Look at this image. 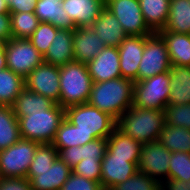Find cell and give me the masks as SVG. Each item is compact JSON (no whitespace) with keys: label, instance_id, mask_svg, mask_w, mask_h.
<instances>
[{"label":"cell","instance_id":"30bf717a","mask_svg":"<svg viewBox=\"0 0 190 190\" xmlns=\"http://www.w3.org/2000/svg\"><path fill=\"white\" fill-rule=\"evenodd\" d=\"M105 8L118 19L127 36L153 33L144 21L139 0H105Z\"/></svg>","mask_w":190,"mask_h":190},{"label":"cell","instance_id":"9c48e42d","mask_svg":"<svg viewBox=\"0 0 190 190\" xmlns=\"http://www.w3.org/2000/svg\"><path fill=\"white\" fill-rule=\"evenodd\" d=\"M169 60L166 42L158 32L145 36L144 52L139 64L138 81L169 72Z\"/></svg>","mask_w":190,"mask_h":190},{"label":"cell","instance_id":"484cf974","mask_svg":"<svg viewBox=\"0 0 190 190\" xmlns=\"http://www.w3.org/2000/svg\"><path fill=\"white\" fill-rule=\"evenodd\" d=\"M96 139L92 133H83L66 118L59 125L55 138L51 143L57 150L73 146H83Z\"/></svg>","mask_w":190,"mask_h":190},{"label":"cell","instance_id":"5b68a950","mask_svg":"<svg viewBox=\"0 0 190 190\" xmlns=\"http://www.w3.org/2000/svg\"><path fill=\"white\" fill-rule=\"evenodd\" d=\"M65 118L83 133H92L96 139H107L117 126L113 117L88 103L66 108Z\"/></svg>","mask_w":190,"mask_h":190},{"label":"cell","instance_id":"1f68e13d","mask_svg":"<svg viewBox=\"0 0 190 190\" xmlns=\"http://www.w3.org/2000/svg\"><path fill=\"white\" fill-rule=\"evenodd\" d=\"M12 38H29L36 30L39 19L35 12L10 13Z\"/></svg>","mask_w":190,"mask_h":190},{"label":"cell","instance_id":"9a60e30c","mask_svg":"<svg viewBox=\"0 0 190 190\" xmlns=\"http://www.w3.org/2000/svg\"><path fill=\"white\" fill-rule=\"evenodd\" d=\"M120 55L115 46H106L99 54L87 63L93 82H103L121 76Z\"/></svg>","mask_w":190,"mask_h":190},{"label":"cell","instance_id":"83f0119b","mask_svg":"<svg viewBox=\"0 0 190 190\" xmlns=\"http://www.w3.org/2000/svg\"><path fill=\"white\" fill-rule=\"evenodd\" d=\"M157 141L171 152L190 154V130L184 127L165 124Z\"/></svg>","mask_w":190,"mask_h":190},{"label":"cell","instance_id":"74e56055","mask_svg":"<svg viewBox=\"0 0 190 190\" xmlns=\"http://www.w3.org/2000/svg\"><path fill=\"white\" fill-rule=\"evenodd\" d=\"M107 151V139L99 138L80 146L81 160H102Z\"/></svg>","mask_w":190,"mask_h":190},{"label":"cell","instance_id":"ac0fdd59","mask_svg":"<svg viewBox=\"0 0 190 190\" xmlns=\"http://www.w3.org/2000/svg\"><path fill=\"white\" fill-rule=\"evenodd\" d=\"M72 45L74 60L86 64L106 47L91 26L75 28Z\"/></svg>","mask_w":190,"mask_h":190},{"label":"cell","instance_id":"d4e9b609","mask_svg":"<svg viewBox=\"0 0 190 190\" xmlns=\"http://www.w3.org/2000/svg\"><path fill=\"white\" fill-rule=\"evenodd\" d=\"M144 21L152 32L164 29L170 9V0H139Z\"/></svg>","mask_w":190,"mask_h":190},{"label":"cell","instance_id":"e0dca14e","mask_svg":"<svg viewBox=\"0 0 190 190\" xmlns=\"http://www.w3.org/2000/svg\"><path fill=\"white\" fill-rule=\"evenodd\" d=\"M61 5L75 27L91 26L105 8V0H62Z\"/></svg>","mask_w":190,"mask_h":190},{"label":"cell","instance_id":"4316f807","mask_svg":"<svg viewBox=\"0 0 190 190\" xmlns=\"http://www.w3.org/2000/svg\"><path fill=\"white\" fill-rule=\"evenodd\" d=\"M161 31L190 34V0H170L168 20Z\"/></svg>","mask_w":190,"mask_h":190},{"label":"cell","instance_id":"b9f144b4","mask_svg":"<svg viewBox=\"0 0 190 190\" xmlns=\"http://www.w3.org/2000/svg\"><path fill=\"white\" fill-rule=\"evenodd\" d=\"M58 157L72 169L81 161L80 146L59 149Z\"/></svg>","mask_w":190,"mask_h":190},{"label":"cell","instance_id":"277c9868","mask_svg":"<svg viewBox=\"0 0 190 190\" xmlns=\"http://www.w3.org/2000/svg\"><path fill=\"white\" fill-rule=\"evenodd\" d=\"M59 70L60 98L58 104L66 109L87 103L93 85L87 64L74 60L59 66Z\"/></svg>","mask_w":190,"mask_h":190},{"label":"cell","instance_id":"7dc6e473","mask_svg":"<svg viewBox=\"0 0 190 190\" xmlns=\"http://www.w3.org/2000/svg\"><path fill=\"white\" fill-rule=\"evenodd\" d=\"M10 13L8 0H0V14Z\"/></svg>","mask_w":190,"mask_h":190},{"label":"cell","instance_id":"7c38bea8","mask_svg":"<svg viewBox=\"0 0 190 190\" xmlns=\"http://www.w3.org/2000/svg\"><path fill=\"white\" fill-rule=\"evenodd\" d=\"M24 82L26 89L58 104L60 98L59 66L43 62L24 78Z\"/></svg>","mask_w":190,"mask_h":190},{"label":"cell","instance_id":"cb8c5ba5","mask_svg":"<svg viewBox=\"0 0 190 190\" xmlns=\"http://www.w3.org/2000/svg\"><path fill=\"white\" fill-rule=\"evenodd\" d=\"M143 144L124 135L117 128L107 138V152L114 157L129 158V162L138 163Z\"/></svg>","mask_w":190,"mask_h":190},{"label":"cell","instance_id":"e575fe53","mask_svg":"<svg viewBox=\"0 0 190 190\" xmlns=\"http://www.w3.org/2000/svg\"><path fill=\"white\" fill-rule=\"evenodd\" d=\"M58 157V150L52 144H39L28 171H44L50 168Z\"/></svg>","mask_w":190,"mask_h":190},{"label":"cell","instance_id":"603a6c76","mask_svg":"<svg viewBox=\"0 0 190 190\" xmlns=\"http://www.w3.org/2000/svg\"><path fill=\"white\" fill-rule=\"evenodd\" d=\"M166 42L171 65L190 66V34L158 32Z\"/></svg>","mask_w":190,"mask_h":190},{"label":"cell","instance_id":"52a82bcc","mask_svg":"<svg viewBox=\"0 0 190 190\" xmlns=\"http://www.w3.org/2000/svg\"><path fill=\"white\" fill-rule=\"evenodd\" d=\"M39 142L20 138L0 151L1 177H26Z\"/></svg>","mask_w":190,"mask_h":190},{"label":"cell","instance_id":"d6a6232c","mask_svg":"<svg viewBox=\"0 0 190 190\" xmlns=\"http://www.w3.org/2000/svg\"><path fill=\"white\" fill-rule=\"evenodd\" d=\"M57 29L51 23L39 22L34 33L28 38L33 46L44 56L52 44L53 38L57 34Z\"/></svg>","mask_w":190,"mask_h":190},{"label":"cell","instance_id":"d590c367","mask_svg":"<svg viewBox=\"0 0 190 190\" xmlns=\"http://www.w3.org/2000/svg\"><path fill=\"white\" fill-rule=\"evenodd\" d=\"M161 185L150 176L137 171L125 182L113 186L110 190H160Z\"/></svg>","mask_w":190,"mask_h":190},{"label":"cell","instance_id":"8fae6325","mask_svg":"<svg viewBox=\"0 0 190 190\" xmlns=\"http://www.w3.org/2000/svg\"><path fill=\"white\" fill-rule=\"evenodd\" d=\"M171 151L158 141L143 144L138 159V171L156 180L160 185L168 179Z\"/></svg>","mask_w":190,"mask_h":190},{"label":"cell","instance_id":"f1b7e54d","mask_svg":"<svg viewBox=\"0 0 190 190\" xmlns=\"http://www.w3.org/2000/svg\"><path fill=\"white\" fill-rule=\"evenodd\" d=\"M25 88L24 78L9 68L0 70V106H12Z\"/></svg>","mask_w":190,"mask_h":190},{"label":"cell","instance_id":"4fadbf2b","mask_svg":"<svg viewBox=\"0 0 190 190\" xmlns=\"http://www.w3.org/2000/svg\"><path fill=\"white\" fill-rule=\"evenodd\" d=\"M145 36L128 35L117 47L120 71L123 78L138 81L139 64L144 52Z\"/></svg>","mask_w":190,"mask_h":190},{"label":"cell","instance_id":"bcb514c9","mask_svg":"<svg viewBox=\"0 0 190 190\" xmlns=\"http://www.w3.org/2000/svg\"><path fill=\"white\" fill-rule=\"evenodd\" d=\"M7 68L4 43L0 44V70Z\"/></svg>","mask_w":190,"mask_h":190},{"label":"cell","instance_id":"8992f818","mask_svg":"<svg viewBox=\"0 0 190 190\" xmlns=\"http://www.w3.org/2000/svg\"><path fill=\"white\" fill-rule=\"evenodd\" d=\"M170 97V74L164 72L134 82L133 104L142 109L164 110Z\"/></svg>","mask_w":190,"mask_h":190},{"label":"cell","instance_id":"ee69618b","mask_svg":"<svg viewBox=\"0 0 190 190\" xmlns=\"http://www.w3.org/2000/svg\"><path fill=\"white\" fill-rule=\"evenodd\" d=\"M12 38L10 13L0 14V41L6 42Z\"/></svg>","mask_w":190,"mask_h":190},{"label":"cell","instance_id":"5bb4252c","mask_svg":"<svg viewBox=\"0 0 190 190\" xmlns=\"http://www.w3.org/2000/svg\"><path fill=\"white\" fill-rule=\"evenodd\" d=\"M138 171V165L129 162V158L114 157L106 151L101 162V181L103 190L125 182Z\"/></svg>","mask_w":190,"mask_h":190},{"label":"cell","instance_id":"7a4b0ae2","mask_svg":"<svg viewBox=\"0 0 190 190\" xmlns=\"http://www.w3.org/2000/svg\"><path fill=\"white\" fill-rule=\"evenodd\" d=\"M165 124L164 110L132 106L117 120L116 128L124 135L144 144L157 141Z\"/></svg>","mask_w":190,"mask_h":190},{"label":"cell","instance_id":"7402d4cb","mask_svg":"<svg viewBox=\"0 0 190 190\" xmlns=\"http://www.w3.org/2000/svg\"><path fill=\"white\" fill-rule=\"evenodd\" d=\"M35 15L38 17L39 22L51 23L57 29L69 30L76 28L61 3L55 0H37Z\"/></svg>","mask_w":190,"mask_h":190},{"label":"cell","instance_id":"d6986e66","mask_svg":"<svg viewBox=\"0 0 190 190\" xmlns=\"http://www.w3.org/2000/svg\"><path fill=\"white\" fill-rule=\"evenodd\" d=\"M73 34L74 29H59L48 51L43 56L44 62L61 66L74 61Z\"/></svg>","mask_w":190,"mask_h":190},{"label":"cell","instance_id":"7bdbcfd3","mask_svg":"<svg viewBox=\"0 0 190 190\" xmlns=\"http://www.w3.org/2000/svg\"><path fill=\"white\" fill-rule=\"evenodd\" d=\"M37 0H8L10 13L35 12Z\"/></svg>","mask_w":190,"mask_h":190},{"label":"cell","instance_id":"60d3db41","mask_svg":"<svg viewBox=\"0 0 190 190\" xmlns=\"http://www.w3.org/2000/svg\"><path fill=\"white\" fill-rule=\"evenodd\" d=\"M0 190H32L27 177H1Z\"/></svg>","mask_w":190,"mask_h":190},{"label":"cell","instance_id":"2e32d148","mask_svg":"<svg viewBox=\"0 0 190 190\" xmlns=\"http://www.w3.org/2000/svg\"><path fill=\"white\" fill-rule=\"evenodd\" d=\"M72 173V169L59 157L44 171H28L32 190H60Z\"/></svg>","mask_w":190,"mask_h":190},{"label":"cell","instance_id":"4dcf8cb0","mask_svg":"<svg viewBox=\"0 0 190 190\" xmlns=\"http://www.w3.org/2000/svg\"><path fill=\"white\" fill-rule=\"evenodd\" d=\"M55 104L49 98L24 88L15 99L12 109L13 112H36L50 109Z\"/></svg>","mask_w":190,"mask_h":190},{"label":"cell","instance_id":"8d00e7d4","mask_svg":"<svg viewBox=\"0 0 190 190\" xmlns=\"http://www.w3.org/2000/svg\"><path fill=\"white\" fill-rule=\"evenodd\" d=\"M165 123L172 126H180L190 130V104H168L164 108Z\"/></svg>","mask_w":190,"mask_h":190},{"label":"cell","instance_id":"f35d334b","mask_svg":"<svg viewBox=\"0 0 190 190\" xmlns=\"http://www.w3.org/2000/svg\"><path fill=\"white\" fill-rule=\"evenodd\" d=\"M101 162L102 160H81L72 172L76 175L91 179L93 181H101Z\"/></svg>","mask_w":190,"mask_h":190},{"label":"cell","instance_id":"ffe728a7","mask_svg":"<svg viewBox=\"0 0 190 190\" xmlns=\"http://www.w3.org/2000/svg\"><path fill=\"white\" fill-rule=\"evenodd\" d=\"M91 27L106 46L118 47L127 37L118 19L106 8L101 11Z\"/></svg>","mask_w":190,"mask_h":190},{"label":"cell","instance_id":"3957f363","mask_svg":"<svg viewBox=\"0 0 190 190\" xmlns=\"http://www.w3.org/2000/svg\"><path fill=\"white\" fill-rule=\"evenodd\" d=\"M17 117L20 137L40 144H51L60 123L65 118V109L59 104L36 112H14Z\"/></svg>","mask_w":190,"mask_h":190},{"label":"cell","instance_id":"f6af8a7d","mask_svg":"<svg viewBox=\"0 0 190 190\" xmlns=\"http://www.w3.org/2000/svg\"><path fill=\"white\" fill-rule=\"evenodd\" d=\"M160 190H190V180L167 179L161 184Z\"/></svg>","mask_w":190,"mask_h":190},{"label":"cell","instance_id":"44dd1931","mask_svg":"<svg viewBox=\"0 0 190 190\" xmlns=\"http://www.w3.org/2000/svg\"><path fill=\"white\" fill-rule=\"evenodd\" d=\"M168 104H190V66L171 65Z\"/></svg>","mask_w":190,"mask_h":190},{"label":"cell","instance_id":"836d02e7","mask_svg":"<svg viewBox=\"0 0 190 190\" xmlns=\"http://www.w3.org/2000/svg\"><path fill=\"white\" fill-rule=\"evenodd\" d=\"M168 179L190 180V154L172 152L169 161Z\"/></svg>","mask_w":190,"mask_h":190},{"label":"cell","instance_id":"ba28073f","mask_svg":"<svg viewBox=\"0 0 190 190\" xmlns=\"http://www.w3.org/2000/svg\"><path fill=\"white\" fill-rule=\"evenodd\" d=\"M7 68L25 78L44 62L43 56L27 38H10L4 42Z\"/></svg>","mask_w":190,"mask_h":190},{"label":"cell","instance_id":"6da1fadb","mask_svg":"<svg viewBox=\"0 0 190 190\" xmlns=\"http://www.w3.org/2000/svg\"><path fill=\"white\" fill-rule=\"evenodd\" d=\"M132 80L118 77L103 82H93L88 104L113 117L116 121L133 104Z\"/></svg>","mask_w":190,"mask_h":190},{"label":"cell","instance_id":"f546056e","mask_svg":"<svg viewBox=\"0 0 190 190\" xmlns=\"http://www.w3.org/2000/svg\"><path fill=\"white\" fill-rule=\"evenodd\" d=\"M18 120L12 106H0V151L20 139Z\"/></svg>","mask_w":190,"mask_h":190},{"label":"cell","instance_id":"ab89813d","mask_svg":"<svg viewBox=\"0 0 190 190\" xmlns=\"http://www.w3.org/2000/svg\"><path fill=\"white\" fill-rule=\"evenodd\" d=\"M60 190H103L100 182L87 179L73 172Z\"/></svg>","mask_w":190,"mask_h":190}]
</instances>
